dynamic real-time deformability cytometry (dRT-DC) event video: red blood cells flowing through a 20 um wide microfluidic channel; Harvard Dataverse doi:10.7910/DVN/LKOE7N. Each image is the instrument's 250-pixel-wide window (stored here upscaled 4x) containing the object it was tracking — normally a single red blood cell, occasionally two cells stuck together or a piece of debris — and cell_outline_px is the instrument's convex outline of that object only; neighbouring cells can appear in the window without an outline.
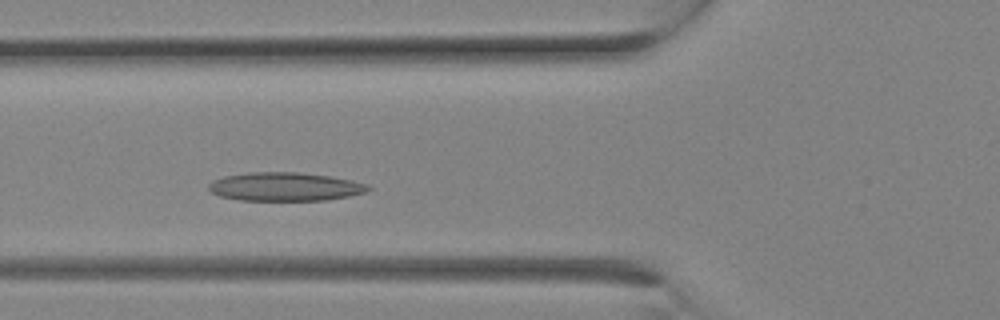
{"species": "Egyptian fruit bat (a non-hibernating species)", "species_latin": "Rousettus aegyptiacus", "temperature_condition": "room temperature", "stored_images_in_passage": 24, "camera_frame_rate_fps": 3000, "um_per_image_px": 0.085, "animal": {"sex": "female"}, "frame": {"image": 1, "passage_image": 7, "time_ms": 2.0, "image_size_px": [1000, 320], "cell_outline_px": [[372, 188], [364, 192], [348, 196], [328, 200], [236, 200], [220, 196], [212, 192], [208, 188], [208, 184], [212, 180], [224, 176], [248, 172], [296, 172], [332, 176], [352, 180], [368, 184]], "centroid_in_image_um": [24.21, 15.86], "position_along_channel_um": 101.6, "area_um2": 26.65}}
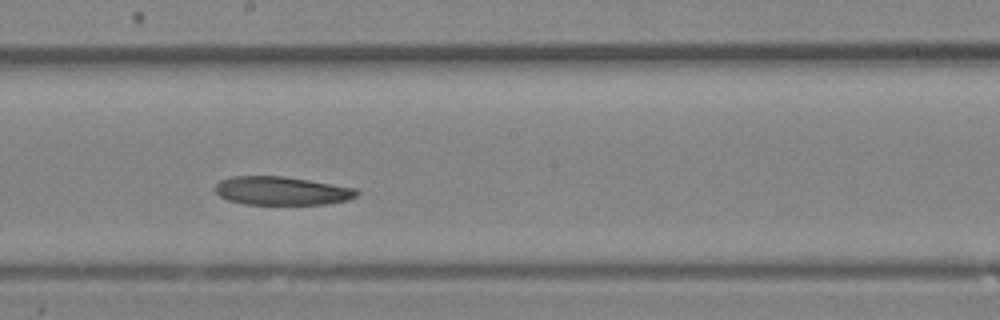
{"frame": {"image": 2, "passage_image": 12, "time_ms": 3.667, "image_size_px": [1000, 320], "cell_outline_px": [[360, 192], [356, 196], [348, 200], [324, 204], [244, 204], [228, 200], [220, 196], [216, 192], [216, 184], [220, 180], [232, 176], [280, 176], [308, 180], [356, 188]], "centroid_in_image_um": [23.94, 16.22], "position_along_channel_um": 224.3, "area_um2": 23.35}}
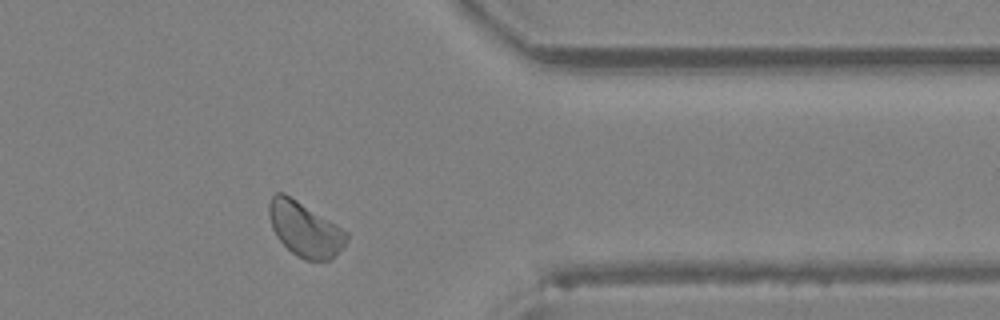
{"frame": {"image": 3, "passage_image": 19, "time_ms": 6.0, "image_size_px": [1000, 320], "cell_outline_px": [[348, 240], [344, 248], [328, 260], [304, 260], [292, 252], [276, 236], [272, 228], [268, 216], [268, 204], [272, 196], [276, 192], [284, 192], [348, 232]], "centroid_in_image_um": [25.9, 19.48], "position_along_channel_um": 385.5, "area_um2": 24.51}}